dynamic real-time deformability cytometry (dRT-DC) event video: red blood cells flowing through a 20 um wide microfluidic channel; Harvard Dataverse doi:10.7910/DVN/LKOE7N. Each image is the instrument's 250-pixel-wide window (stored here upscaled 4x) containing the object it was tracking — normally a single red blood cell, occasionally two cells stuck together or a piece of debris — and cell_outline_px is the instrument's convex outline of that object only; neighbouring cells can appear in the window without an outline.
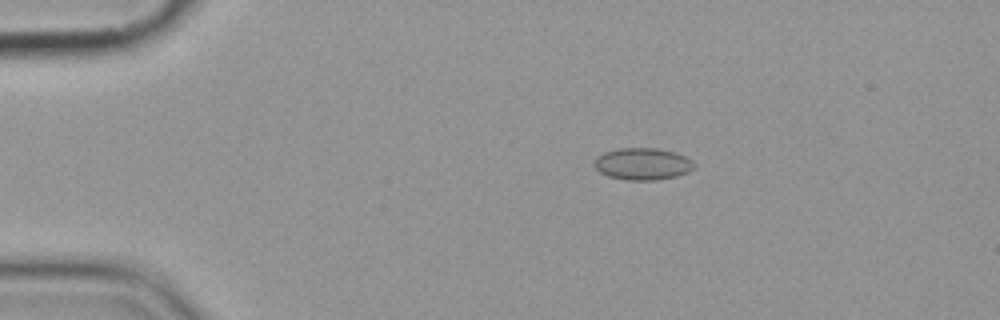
{"species": "common noctule bat (a hibernating species)", "species_latin": "Nyctalus noctula", "temperature_condition": "cold", "stored_images_in_passage": 15, "camera_frame_rate_fps": 3000, "um_per_image_px": 0.085, "animal": {"sex": "female", "body_mass_g": 19.9}, "frame": {"image": 1, "passage_image": 3, "time_ms": 3.333, "image_size_px": [1000, 320], "cell_outline_px": [[696, 164], [688, 172], [676, 176], [656, 180], [624, 180], [608, 176], [600, 172], [592, 164], [596, 156], [604, 152], [620, 148], [656, 148], [676, 152], [692, 160]], "centroid_in_image_um": [54.6, 13.93], "position_along_channel_um": 30.4, "area_um2": 18.73}}
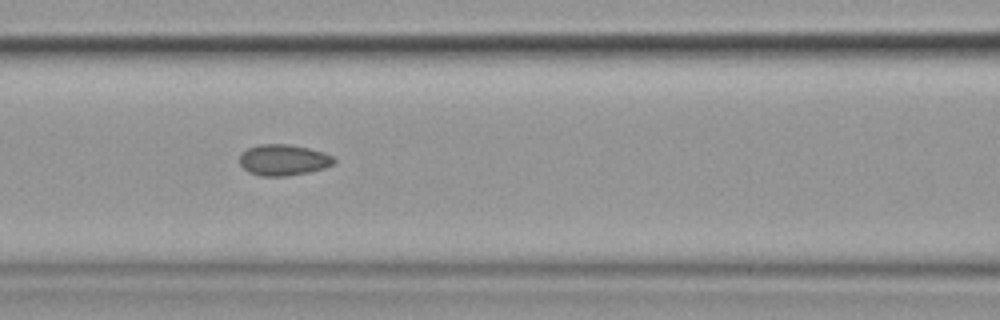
{"frame": {"image": 2, "passage_image": 7, "time_ms": 8.0, "image_size_px": [1000, 320], "cell_outline_px": [[336, 160], [332, 164], [324, 168], [308, 172], [288, 176], [260, 176], [248, 172], [240, 164], [240, 156], [248, 148], [260, 144], [288, 144], [308, 148], [324, 152], [332, 156]], "centroid_in_image_um": [24.09, 13.6], "position_along_channel_um": 142.5, "area_um2": 16.99}}
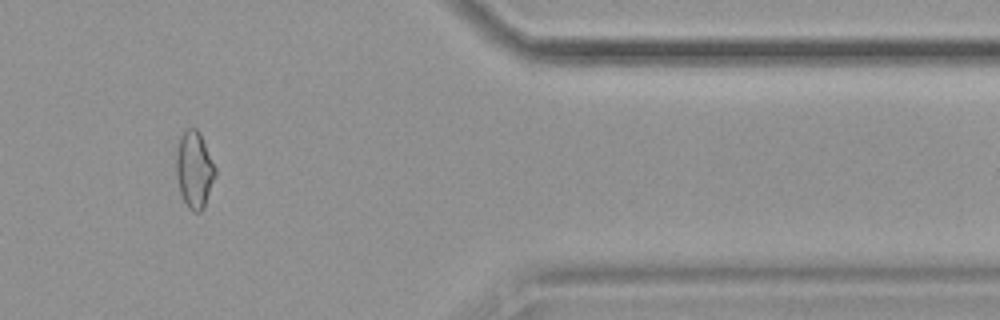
{"frame": {"image": 3, "passage_image": 13, "time_ms": 15.667, "image_size_px": [1000, 320], "cell_outline_px": [[216, 176], [204, 208], [200, 212], [192, 212], [188, 208], [180, 192], [176, 176], [176, 152], [180, 136], [188, 128], [196, 128], [200, 132], [216, 168]], "centroid_in_image_um": [16.52, 14.43], "position_along_channel_um": 394.9, "area_um2": 17.63}, "authors_computed_cell_mechanics": {"area_um2": 17.2822, "velocity_mm_per_s": 3.6152, "shape_relaxation_time_tau1_ms": null, "shape_relaxation_time_tau2_ms": 2.9599, "deformation_change_tau1": null, "deformation_change_tau2": 0.0707}}